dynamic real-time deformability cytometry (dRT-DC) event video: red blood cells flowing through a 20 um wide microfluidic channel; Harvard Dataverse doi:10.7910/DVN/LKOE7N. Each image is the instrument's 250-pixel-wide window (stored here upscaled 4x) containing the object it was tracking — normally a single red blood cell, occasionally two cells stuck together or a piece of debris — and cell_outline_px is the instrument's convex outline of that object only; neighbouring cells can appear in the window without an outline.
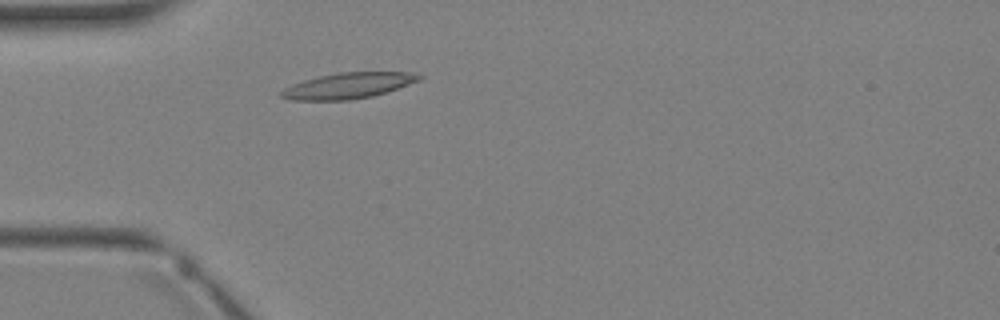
{"species": "Egyptian fruit bat (a non-hibernating species)", "species_latin": "Rousettus aegyptiacus", "temperature_condition": "warm", "stored_images_in_passage": 2, "camera_frame_rate_fps": 3000, "um_per_image_px": 0.085, "animal": {"sex": "female"}, "frame": {"image": 1, "passage_image": 2, "time_ms": 1.333, "image_size_px": [1000, 320], "cell_outline_px": [[424, 76], [420, 80], [372, 96], [348, 100], [292, 100], [280, 96], [280, 92], [284, 88], [292, 84], [304, 80], [320, 76], [340, 72], [412, 72]], "centroid_in_image_um": [29.58, 7.27], "position_along_channel_um": 55.4, "area_um2": 20.46}}